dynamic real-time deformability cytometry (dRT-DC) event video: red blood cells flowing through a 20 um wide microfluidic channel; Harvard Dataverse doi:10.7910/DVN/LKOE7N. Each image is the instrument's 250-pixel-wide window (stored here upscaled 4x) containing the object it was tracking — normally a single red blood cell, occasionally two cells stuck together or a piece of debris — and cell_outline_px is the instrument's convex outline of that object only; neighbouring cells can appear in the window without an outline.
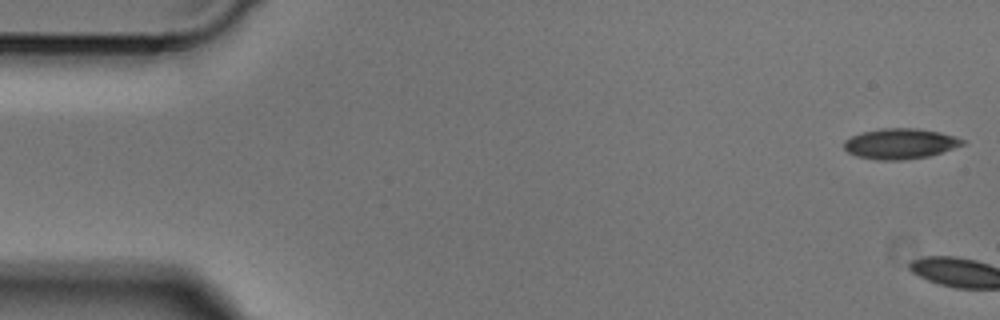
{"species": "Egyptian fruit bat (a non-hibernating species)", "species_latin": "Rousettus aegyptiacus", "temperature_condition": "cold", "stored_images_in_passage": 10, "camera_frame_rate_fps": 3000, "um_per_image_px": 0.085, "animal": {"sex": "male"}, "frame": {"image": 1, "passage_image": 1, "time_ms": 0.0, "image_size_px": [1000, 320], "cell_outline_px": [[964, 144], [928, 156], [900, 160], [876, 160], [856, 156], [848, 152], [844, 148], [844, 140], [860, 132], [880, 128], [916, 128], [940, 132], [964, 140]], "centroid_in_image_um": [76.45, 12.21], "position_along_channel_um": 8.6, "area_um2": 20.87}}